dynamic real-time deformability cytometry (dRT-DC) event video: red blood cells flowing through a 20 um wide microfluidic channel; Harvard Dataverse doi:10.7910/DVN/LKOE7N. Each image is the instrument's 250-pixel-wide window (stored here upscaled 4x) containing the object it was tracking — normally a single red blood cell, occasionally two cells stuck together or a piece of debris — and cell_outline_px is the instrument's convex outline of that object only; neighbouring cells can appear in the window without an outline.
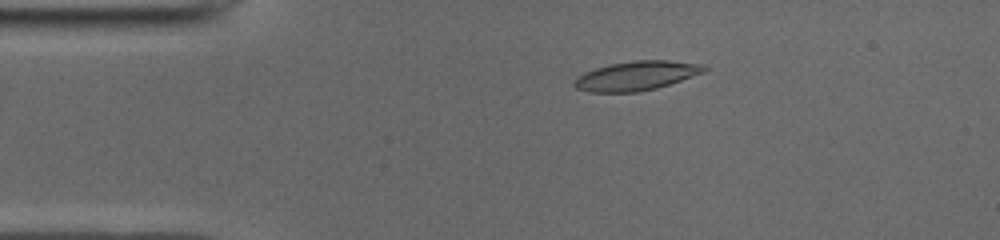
{"species": "common noctule bat (a hibernating species)", "species_latin": "Nyctalus noctula", "temperature_condition": "cold", "stored_images_in_passage": 50, "camera_frame_rate_fps": 3000, "um_per_image_px": 0.085, "animal": {"sex": "male", "body_mass_g": 19.0, "forearm_length_mm": 50.8}, "frame": {"image": 1, "passage_image": 9, "time_ms": 2.667, "image_size_px": [1000, 240], "cell_outline_px": [[708, 72], [656, 88], [640, 92], [588, 92], [576, 88], [572, 84], [572, 80], [576, 76], [584, 72], [608, 64], [632, 60], [668, 60], [704, 64], [708, 68]], "centroid_in_image_um": [54.1, 6.43], "position_along_channel_um": 30.9, "area_um2": 22.6}}
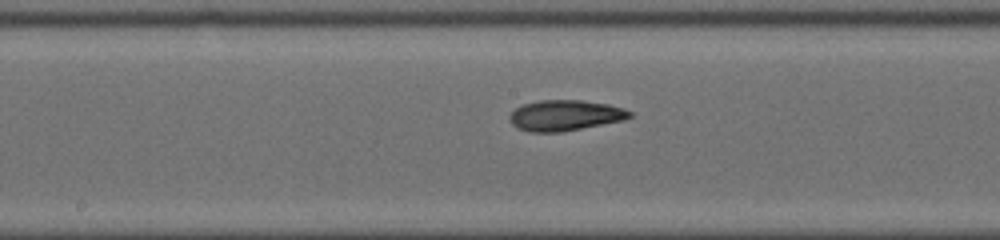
{"frame": {"image": 2, "passage_image": 25, "time_ms": 8.0, "image_size_px": [1000, 240], "cell_outline_px": [[632, 116], [624, 120], [560, 132], [532, 132], [520, 128], [512, 124], [508, 120], [508, 116], [516, 108], [524, 104], [540, 100], [580, 100], [608, 104], [624, 108], [632, 112]], "centroid_in_image_um": [48.04, 9.8], "position_along_channel_um": 200.2, "area_um2": 21.33}}
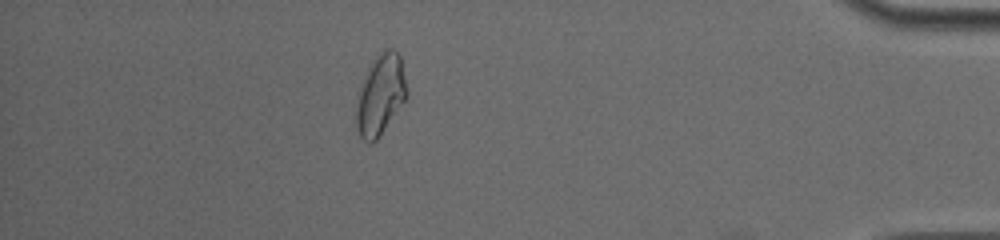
{"frame": {"image": 3, "passage_image": 44, "time_ms": 14.333, "image_size_px": [1000, 240], "cell_outline_px": [[408, 96], [376, 140], [372, 144], [368, 144], [360, 136], [356, 128], [356, 108], [360, 88], [368, 68], [372, 60], [384, 48], [392, 48], [400, 56], [408, 92]], "centroid_in_image_um": [32.34, 8.05], "position_along_channel_um": 402.9, "area_um2": 23.52}, "authors_computed_cell_mechanics": {"area_um2": 21.5883, "velocity_mm_per_s": 3.9556, "shape_relaxation_time_tau1_ms": null, "shape_relaxation_time_tau2_ms": 3.1503, "deformation_change_tau1": null, "deformation_change_tau2": 0.0884}}